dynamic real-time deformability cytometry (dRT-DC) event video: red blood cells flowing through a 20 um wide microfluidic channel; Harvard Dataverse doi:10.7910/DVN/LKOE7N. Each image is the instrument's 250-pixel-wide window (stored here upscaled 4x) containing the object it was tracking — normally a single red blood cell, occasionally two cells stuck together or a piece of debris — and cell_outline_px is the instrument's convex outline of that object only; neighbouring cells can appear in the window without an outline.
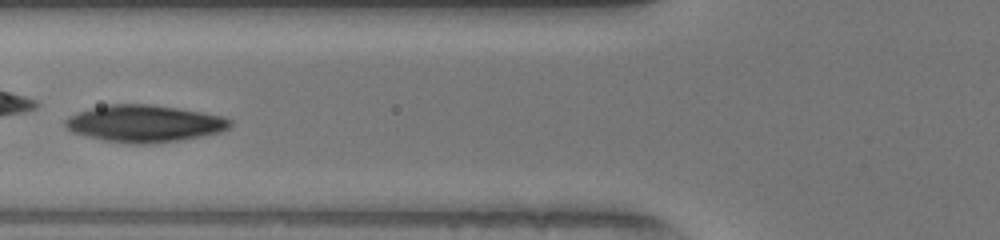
{"species": "human", "species_latin": "Homo sapiens", "temperature_condition": "warm", "stored_images_in_passage": 50, "camera_frame_rate_fps": 3000, "um_per_image_px": 0.085, "donor": {"sex": "female"}, "frame": {"image": 1, "passage_image": 19, "time_ms": 6.0, "image_size_px": [1000, 240], "cell_outline_px": [[232, 124], [228, 128], [220, 132], [204, 136], [180, 140], [148, 144], [128, 144], [104, 140], [72, 132], [64, 128], [64, 120], [68, 116], [92, 108], [108, 104], [152, 104], [180, 108], [224, 116], [232, 120]], "centroid_in_image_um": [12.29, 10.5], "position_along_channel_um": 113.5, "area_um2": 35.78}}
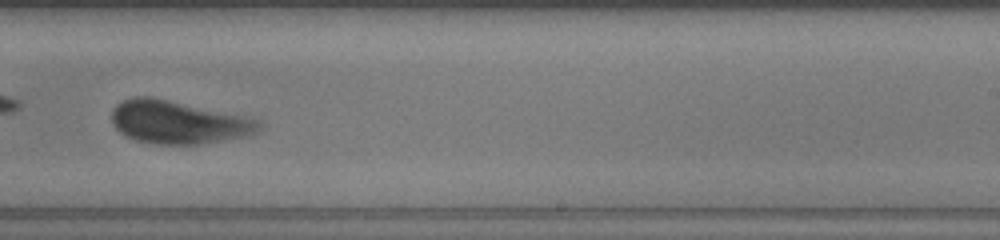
{"frame": {"image": 2, "passage_image": 31, "time_ms": 10.0, "image_size_px": [1000, 240], "cell_outline_px": [[264, 124], [256, 132], [248, 136], [196, 144], [156, 144], [136, 140], [120, 132], [112, 124], [112, 108], [120, 100], [132, 96], [148, 96], [248, 116], [260, 120]], "centroid_in_image_um": [15.15, 10.37], "position_along_channel_um": 273.8, "area_um2": 37.05}}
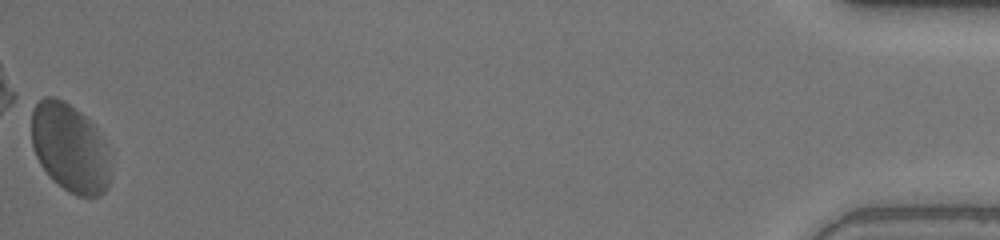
{"frame": {"image": 3, "passage_image": 50, "time_ms": 16.333, "image_size_px": [1000, 240], "cell_outline_px": [[108, 188], [100, 196], [76, 196], [52, 180], [40, 164], [32, 148], [32, 108], [44, 96], [52, 96], [64, 100], [80, 112], [100, 132], [104, 140], [108, 160]], "centroid_in_image_um": [5.9, 12.56], "position_along_channel_um": 429.3, "area_um2": 40.58}, "authors_computed_cell_mechanics": {"area_um2": 36.6163, "velocity_mm_per_s": 4.0124, "shape_relaxation_time_tau1_ms": 0.7127, "shape_relaxation_time_tau2_ms": 1.4695, "deformation_change_tau1": 0.216, "deformation_change_tau2": 0.091}}